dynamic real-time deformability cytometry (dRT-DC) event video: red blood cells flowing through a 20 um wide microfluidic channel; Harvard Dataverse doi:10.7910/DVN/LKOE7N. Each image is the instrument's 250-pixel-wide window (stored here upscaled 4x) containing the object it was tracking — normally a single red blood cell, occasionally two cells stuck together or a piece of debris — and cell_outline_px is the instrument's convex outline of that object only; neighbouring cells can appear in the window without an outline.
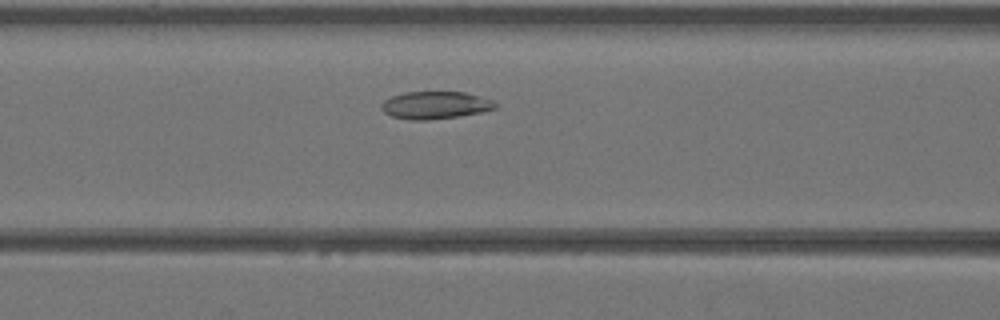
{"species": "Egyptian fruit bat (a non-hibernating species)", "species_latin": "Rousettus aegyptiacus", "temperature_condition": "warm", "stored_images_in_passage": 34, "camera_frame_rate_fps": 3000, "um_per_image_px": 0.085, "animal": {"sex": "female"}, "frame": {"image": 1, "passage_image": 9, "time_ms": 2.667, "image_size_px": [1000, 320], "cell_outline_px": [[496, 108], [480, 112], [456, 116], [428, 120], [408, 120], [392, 116], [384, 112], [380, 108], [380, 104], [384, 100], [392, 96], [404, 92], [464, 92], [492, 100], [496, 104]], "centroid_in_image_um": [36.94, 8.94], "position_along_channel_um": 129.7, "area_um2": 18.09}}
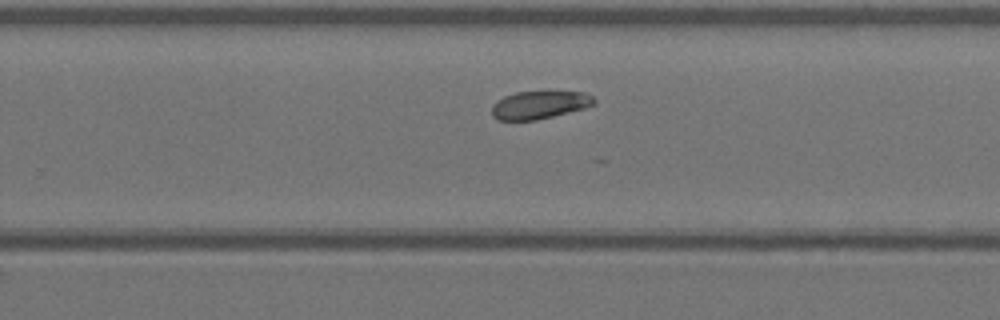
{"frame": {"image": 2, "passage_image": 19, "time_ms": 6.0, "image_size_px": [1000, 320], "cell_outline_px": [[596, 104], [584, 108], [536, 120], [496, 120], [492, 116], [492, 104], [504, 96], [516, 92], [552, 88], [584, 92], [592, 96], [596, 100]], "centroid_in_image_um": [45.89, 8.85], "position_along_channel_um": 283.9, "area_um2": 17.51}}
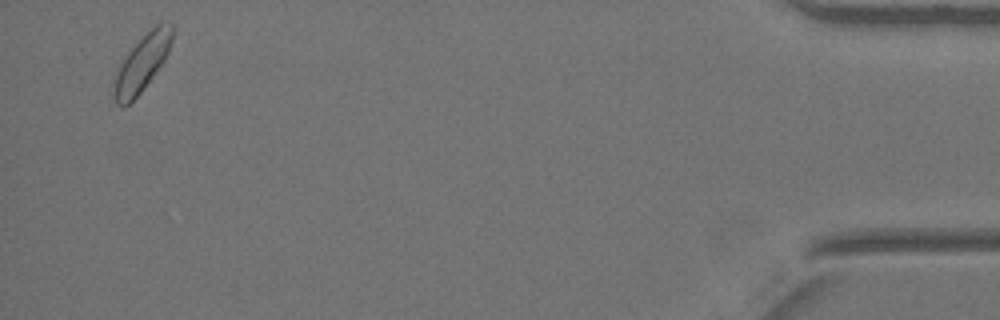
{"frame": {"image": 3, "passage_image": 33, "time_ms": 10.667, "image_size_px": [1000, 320], "cell_outline_px": [[172, 40], [168, 52], [164, 60], [144, 88], [124, 108], [120, 108], [116, 104], [112, 96], [112, 80], [120, 64], [128, 52], [156, 24], [168, 20], [172, 24]], "centroid_in_image_um": [12.02, 5.42], "position_along_channel_um": 423.2, "area_um2": 19.13}}